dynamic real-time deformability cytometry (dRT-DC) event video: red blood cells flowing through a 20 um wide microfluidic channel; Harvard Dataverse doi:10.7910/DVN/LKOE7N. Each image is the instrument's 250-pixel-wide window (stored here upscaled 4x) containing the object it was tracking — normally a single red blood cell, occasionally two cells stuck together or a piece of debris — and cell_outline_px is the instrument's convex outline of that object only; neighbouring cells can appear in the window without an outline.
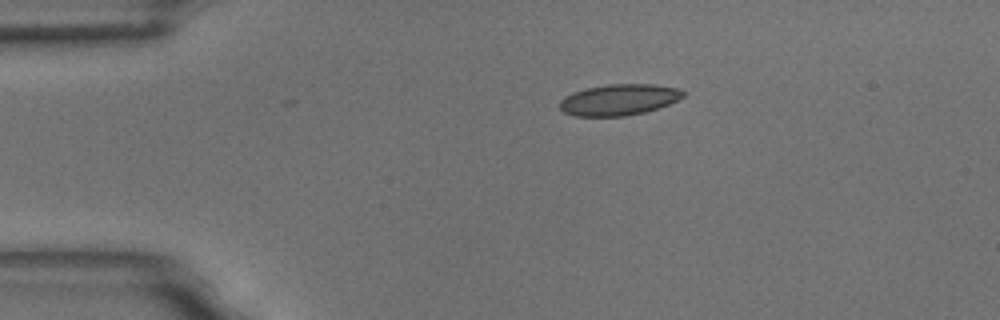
{"species": "common noctule bat (a hibernating species)", "species_latin": "Nyctalus noctula", "temperature_condition": "room temperature", "stored_images_in_passage": 8, "camera_frame_rate_fps": 3000, "um_per_image_px": 0.085, "animal": {"sex": "male", "body_mass_g": 18.8}, "frame": {"image": 1, "passage_image": 1, "time_ms": 0.0, "image_size_px": [1000, 320], "cell_outline_px": [[684, 96], [668, 104], [644, 112], [624, 116], [576, 116], [564, 112], [560, 108], [560, 100], [564, 96], [572, 92], [588, 88], [608, 84], [652, 84], [680, 88], [684, 92]], "centroid_in_image_um": [52.59, 8.47], "position_along_channel_um": 32.4, "area_um2": 22.25}}
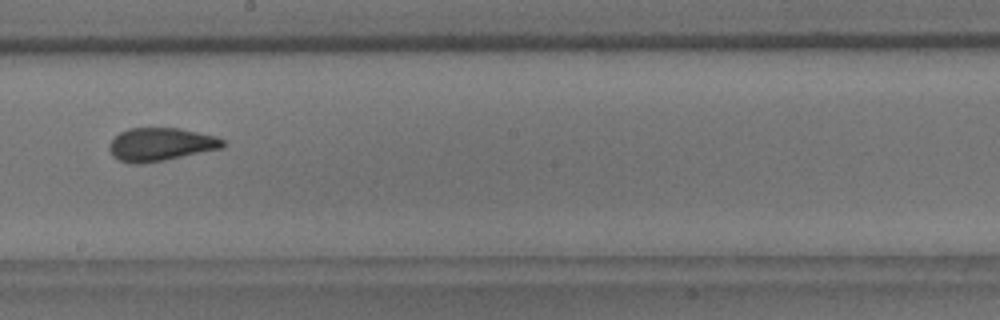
{"frame": {"image": 2, "passage_image": 7, "time_ms": 2.0, "image_size_px": [1000, 320], "cell_outline_px": [[224, 148], [164, 160], [140, 164], [128, 164], [112, 156], [108, 148], [108, 144], [120, 132], [128, 128], [180, 128], [216, 136], [224, 140]], "centroid_in_image_um": [13.64, 12.28], "position_along_channel_um": 234.6, "area_um2": 22.08}}
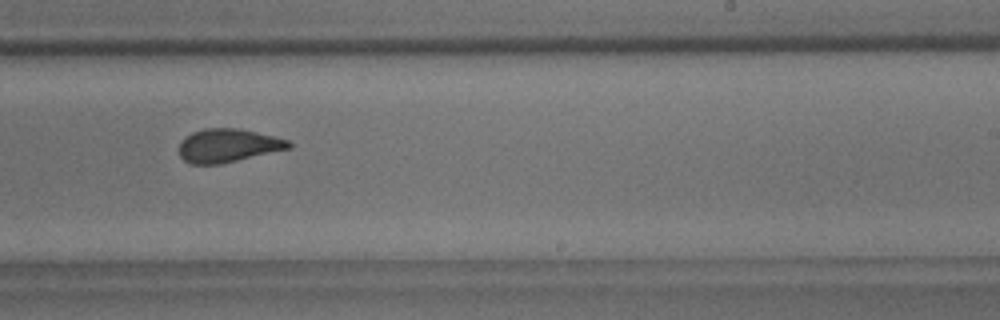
{"frame": {"image": 3, "passage_image": 8, "time_ms": 2.333, "image_size_px": [1000, 320], "cell_outline_px": [[292, 148], [220, 164], [192, 164], [184, 160], [180, 156], [180, 140], [192, 132], [204, 128], [236, 128], [256, 132], [288, 140], [292, 144]], "centroid_in_image_um": [19.37, 12.37], "position_along_channel_um": 269.6, "area_um2": 21.27}}